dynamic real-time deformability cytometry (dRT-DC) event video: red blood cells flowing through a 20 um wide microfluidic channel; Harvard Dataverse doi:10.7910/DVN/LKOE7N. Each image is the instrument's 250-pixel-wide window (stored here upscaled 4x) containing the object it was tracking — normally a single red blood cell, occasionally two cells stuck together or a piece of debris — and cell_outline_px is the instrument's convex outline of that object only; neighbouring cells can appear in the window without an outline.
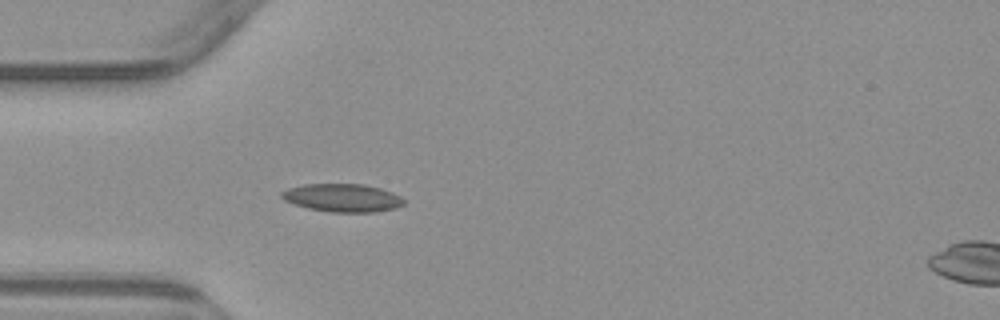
{"species": "common noctule bat (a hibernating species)", "species_latin": "Nyctalus noctula", "temperature_condition": "warm", "stored_images_in_passage": 5, "camera_frame_rate_fps": 3000, "um_per_image_px": 0.085, "animal": {"sex": "male", "body_mass_g": 23.1, "forearm_length_mm": 52.7}, "frame": {"image": 1, "passage_image": 5, "time_ms": 5.0, "image_size_px": [1000, 320], "cell_outline_px": [[404, 204], [396, 208], [372, 212], [328, 212], [308, 208], [284, 200], [280, 196], [280, 192], [288, 188], [304, 184], [364, 184], [380, 188], [392, 192], [400, 196], [404, 200]], "centroid_in_image_um": [29.1, 16.81], "position_along_channel_um": 55.9, "area_um2": 20.0}}